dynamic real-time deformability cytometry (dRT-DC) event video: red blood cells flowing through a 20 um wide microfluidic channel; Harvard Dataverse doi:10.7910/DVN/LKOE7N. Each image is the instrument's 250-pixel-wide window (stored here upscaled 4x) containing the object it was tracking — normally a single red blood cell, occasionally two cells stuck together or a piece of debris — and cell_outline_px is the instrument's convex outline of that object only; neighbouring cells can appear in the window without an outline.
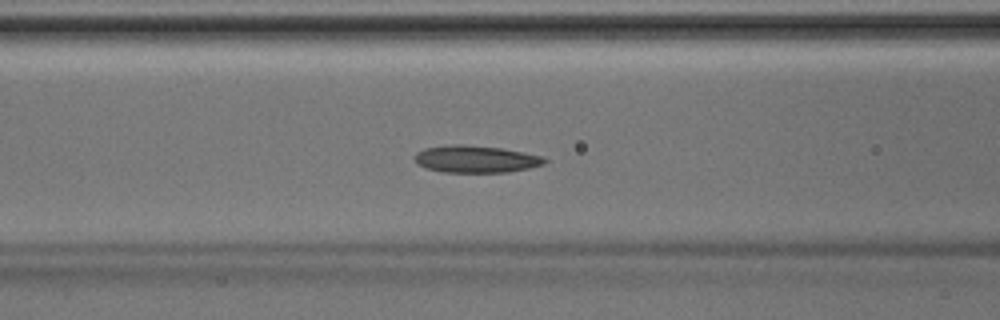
{"species": "Egyptian fruit bat (a non-hibernating species)", "species_latin": "Rousettus aegyptiacus", "temperature_condition": "room temperature", "stored_images_in_passage": 45, "camera_frame_rate_fps": 3000, "um_per_image_px": 0.085, "animal": {"sex": "male"}, "frame": {"image": 1, "passage_image": 18, "time_ms": 5.667, "image_size_px": [1000, 320], "cell_outline_px": [[548, 160], [544, 164], [528, 168], [508, 172], [440, 172], [424, 168], [416, 164], [412, 156], [416, 152], [424, 148], [452, 144], [464, 144], [500, 148], [524, 152], [544, 156]], "centroid_in_image_um": [40.39, 13.52], "position_along_channel_um": 126.2, "area_um2": 20.87}}
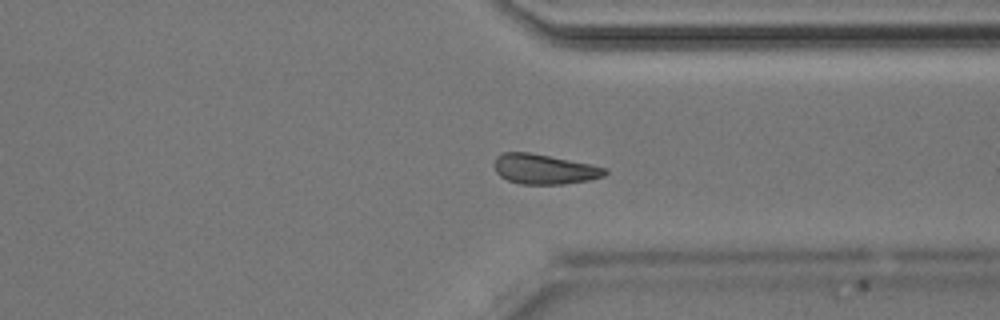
{"frame": {"image": 2, "passage_image": 34, "time_ms": 11.0, "image_size_px": [1000, 320], "cell_outline_px": [[608, 172], [604, 176], [588, 180], [564, 184], [520, 184], [508, 180], [500, 176], [496, 172], [496, 156], [504, 152], [528, 152], [592, 164], [608, 168]], "centroid_in_image_um": [46.3, 14.38], "position_along_channel_um": 365.1, "area_um2": 19.25}}
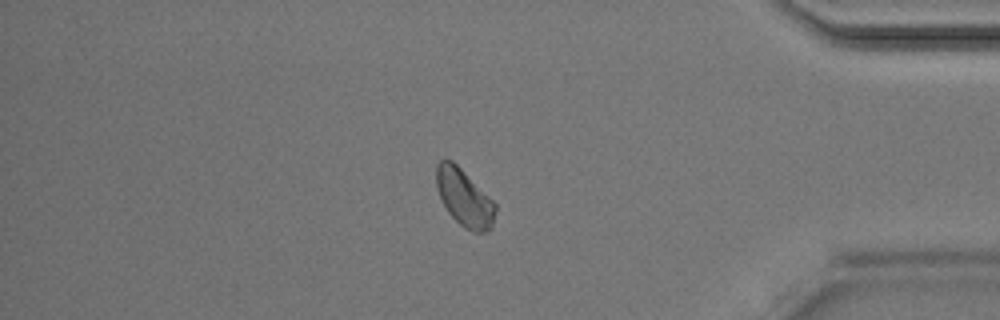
{"frame": {"image": 3, "passage_image": 38, "time_ms": 12.333, "image_size_px": [1000, 320], "cell_outline_px": [[496, 212], [492, 228], [488, 232], [472, 232], [464, 228], [448, 212], [440, 196], [436, 184], [436, 164], [440, 160], [452, 160], [496, 204]], "centroid_in_image_um": [39.48, 16.84], "position_along_channel_um": 395.7, "area_um2": 19.42}}